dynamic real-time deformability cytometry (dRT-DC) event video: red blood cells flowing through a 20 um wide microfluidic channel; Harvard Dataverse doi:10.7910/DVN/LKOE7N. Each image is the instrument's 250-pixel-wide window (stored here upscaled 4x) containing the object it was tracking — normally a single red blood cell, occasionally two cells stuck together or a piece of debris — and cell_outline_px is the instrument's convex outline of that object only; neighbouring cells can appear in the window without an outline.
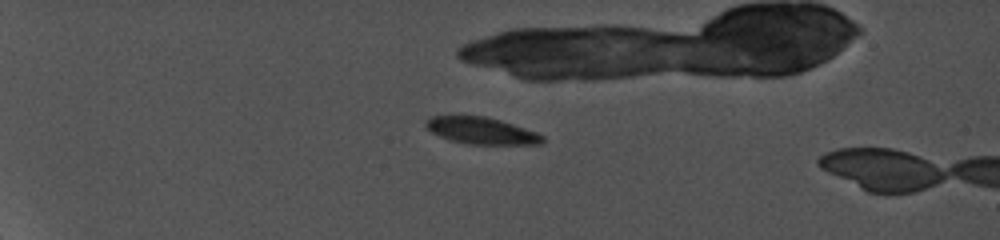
{"species": "common noctule bat (a hibernating species)", "species_latin": "Nyctalus noctula", "temperature_condition": "cold", "stored_images_in_passage": 12, "camera_frame_rate_fps": 5000, "um_per_image_px": 0.085, "animal": {"sex": "female", "body_mass_g": 19.0, "forearm_length_mm": 56.7}, "frame": {"image": 1, "passage_image": 7, "time_ms": 5.2, "image_size_px": [1000, 240], "cell_outline_px": [[544, 144], [468, 144], [452, 140], [440, 136], [432, 132], [424, 124], [424, 120], [432, 116], [484, 116], [500, 120], [536, 132], [544, 136]], "centroid_in_image_um": [40.92, 11.11], "position_along_channel_um": 44.1, "area_um2": 18.03}}